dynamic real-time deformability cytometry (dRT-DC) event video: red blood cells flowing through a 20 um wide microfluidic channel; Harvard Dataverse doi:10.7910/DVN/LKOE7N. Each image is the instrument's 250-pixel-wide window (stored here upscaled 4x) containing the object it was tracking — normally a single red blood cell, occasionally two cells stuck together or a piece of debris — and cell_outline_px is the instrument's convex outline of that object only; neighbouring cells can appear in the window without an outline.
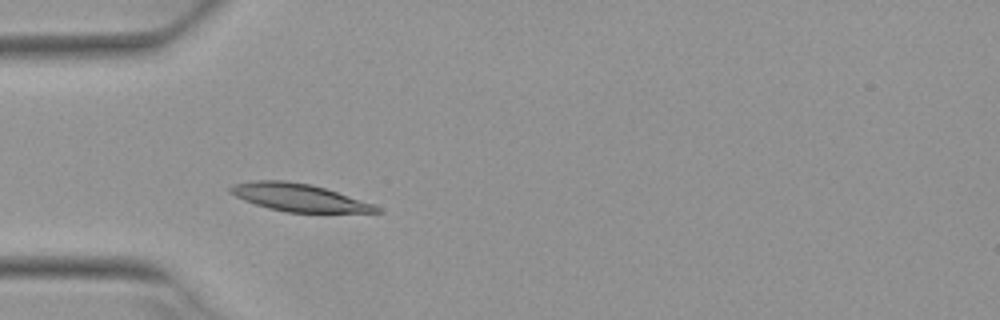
{"species": "Egyptian fruit bat (a non-hibernating species)", "species_latin": "Rousettus aegyptiacus", "temperature_condition": "warm", "stored_images_in_passage": 5, "camera_frame_rate_fps": 3000, "um_per_image_px": 0.085, "animal": {"sex": "female"}, "frame": {"image": 1, "passage_image": 4, "time_ms": 1.0, "image_size_px": [1000, 320], "cell_outline_px": [[384, 212], [288, 212], [268, 208], [244, 200], [228, 192], [228, 188], [232, 184], [256, 180], [288, 180], [312, 184], [372, 204], [380, 208]], "centroid_in_image_um": [25.34, 16.77], "position_along_channel_um": 59.7, "area_um2": 23.24}}
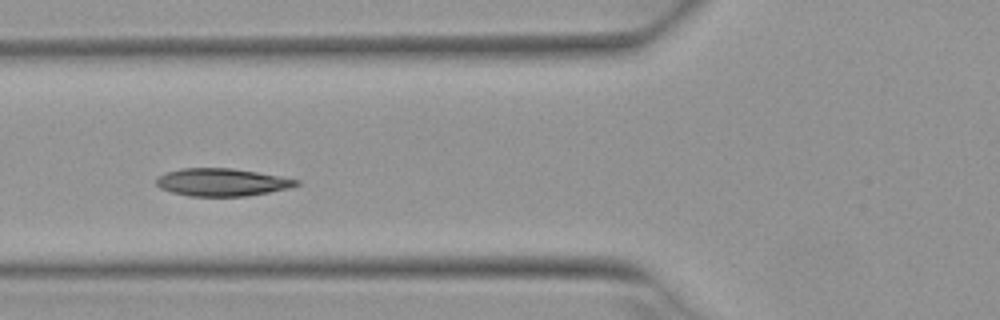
{"frame": {"image": 2, "passage_image": 5, "time_ms": 1.333, "image_size_px": [1000, 320], "cell_outline_px": [[300, 184], [292, 188], [248, 196], [188, 196], [172, 192], [160, 188], [156, 184], [156, 176], [164, 172], [180, 168], [232, 168], [256, 172], [300, 180]], "centroid_in_image_um": [18.84, 15.49], "position_along_channel_um": 107.0, "area_um2": 22.77}}